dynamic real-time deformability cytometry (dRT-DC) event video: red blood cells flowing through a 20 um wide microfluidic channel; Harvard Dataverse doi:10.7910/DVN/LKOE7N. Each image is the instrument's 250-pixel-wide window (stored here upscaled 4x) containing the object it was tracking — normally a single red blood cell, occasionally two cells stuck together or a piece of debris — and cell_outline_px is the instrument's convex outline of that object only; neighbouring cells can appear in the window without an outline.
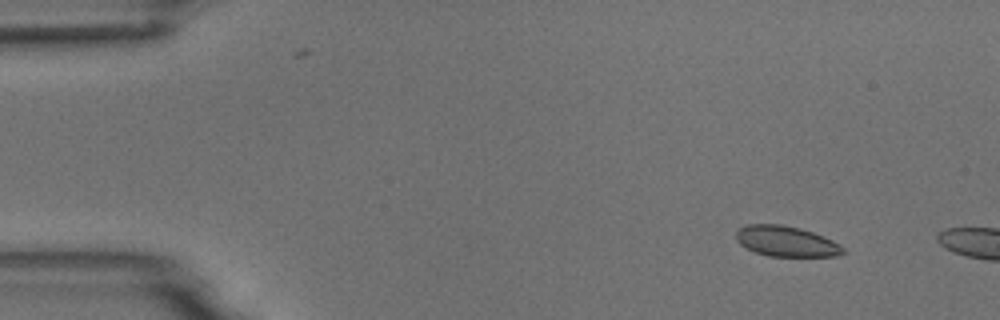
{"species": "common noctule bat (a hibernating species)", "species_latin": "Nyctalus noctula", "temperature_condition": "room temperature", "stored_images_in_passage": 3, "camera_frame_rate_fps": 3000, "um_per_image_px": 0.085, "animal": {"sex": "male", "body_mass_g": 18.8}, "frame": {"image": 1, "passage_image": 2, "time_ms": 1.0, "image_size_px": [1000, 320], "cell_outline_px": [[848, 252], [836, 256], [768, 256], [756, 252], [740, 244], [736, 240], [736, 228], [744, 224], [780, 224], [800, 228], [824, 236], [840, 244]], "centroid_in_image_um": [66.82, 20.5], "position_along_channel_um": 18.2, "area_um2": 19.19}}